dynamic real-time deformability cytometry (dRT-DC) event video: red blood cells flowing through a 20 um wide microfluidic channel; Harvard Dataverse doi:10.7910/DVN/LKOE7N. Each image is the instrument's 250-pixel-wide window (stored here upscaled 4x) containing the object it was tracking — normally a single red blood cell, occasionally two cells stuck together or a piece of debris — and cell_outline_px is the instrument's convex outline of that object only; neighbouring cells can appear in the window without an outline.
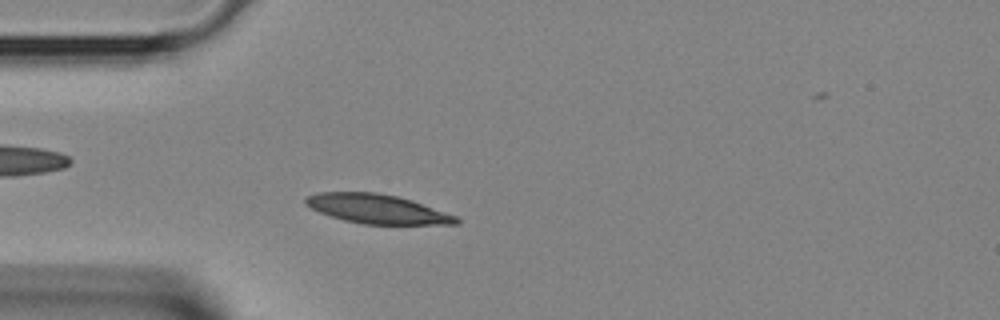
{"species": "Egyptian fruit bat (a non-hibernating species)", "species_latin": "Rousettus aegyptiacus", "temperature_condition": "room temperature", "stored_images_in_passage": 38, "camera_frame_rate_fps": 3000, "um_per_image_px": 0.085, "animal": {"sex": "female"}, "frame": {"image": 1, "passage_image": 8, "time_ms": 2.333, "image_size_px": [1000, 320], "cell_outline_px": [[460, 224], [364, 224], [344, 220], [320, 212], [304, 204], [304, 200], [308, 196], [316, 192], [376, 192], [396, 196], [412, 200], [456, 216], [460, 220]], "centroid_in_image_um": [32.05, 17.75], "position_along_channel_um": 52.9, "area_um2": 25.43}}
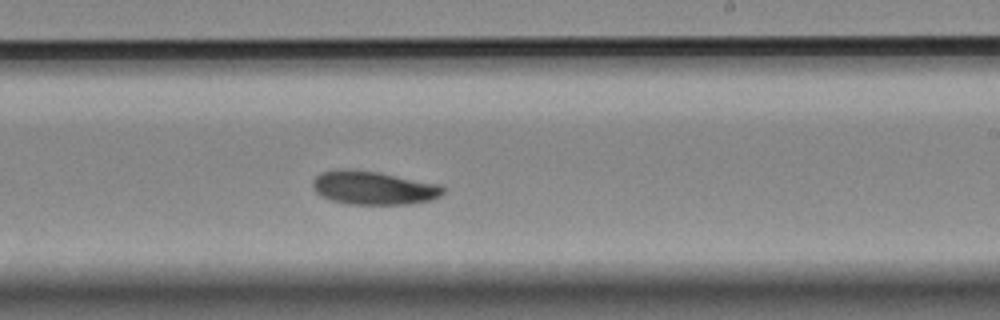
{"frame": {"image": 2, "passage_image": 21, "time_ms": 6.667, "image_size_px": [1000, 320], "cell_outline_px": [[444, 192], [440, 196], [432, 200], [408, 204], [348, 204], [332, 200], [320, 196], [312, 188], [312, 180], [320, 172], [340, 168], [348, 168], [380, 172], [444, 184]], "centroid_in_image_um": [31.76, 15.95], "position_along_channel_um": 257.2, "area_um2": 26.07}}
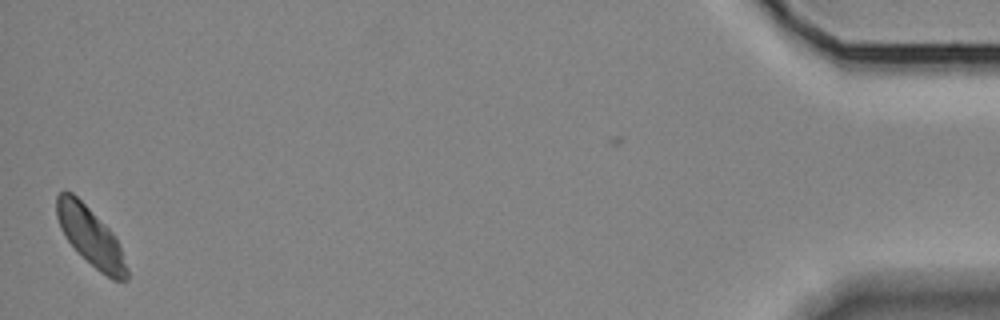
{"frame": {"image": 3, "passage_image": 37, "time_ms": 12.0, "image_size_px": [1000, 320], "cell_outline_px": [[128, 280], [112, 280], [100, 272], [64, 236], [60, 228], [56, 216], [56, 196], [64, 188], [72, 192], [112, 232], [120, 248], [128, 268]], "centroid_in_image_um": [7.67, 20.08], "position_along_channel_um": 427.5, "area_um2": 23.35}}